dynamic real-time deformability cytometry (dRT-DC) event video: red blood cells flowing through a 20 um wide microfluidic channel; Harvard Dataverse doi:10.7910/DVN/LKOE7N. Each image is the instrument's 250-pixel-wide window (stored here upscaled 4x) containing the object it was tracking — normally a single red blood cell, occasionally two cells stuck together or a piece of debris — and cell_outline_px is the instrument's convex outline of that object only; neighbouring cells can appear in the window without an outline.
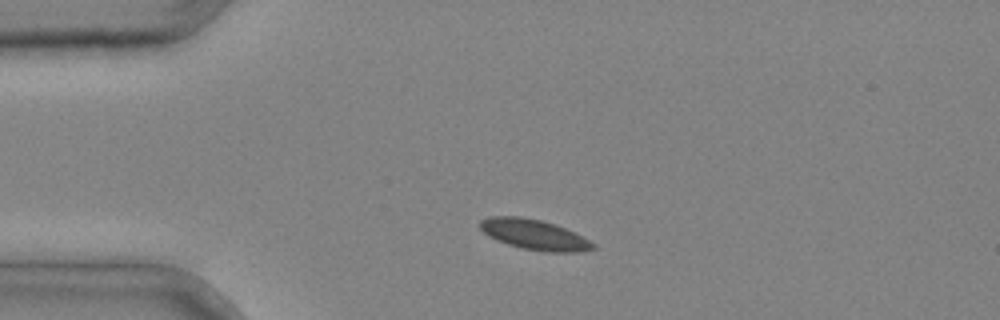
{"species": "common noctule bat (a hibernating species)", "species_latin": "Nyctalus noctula", "temperature_condition": "cold", "stored_images_in_passage": 3, "camera_frame_rate_fps": 3000, "um_per_image_px": 0.085, "animal": {"sex": "male", "body_mass_g": 20.4}, "frame": {"image": 1, "passage_image": 2, "time_ms": 0.333, "image_size_px": [1000, 320], "cell_outline_px": [[596, 248], [584, 252], [548, 252], [524, 248], [508, 244], [496, 240], [488, 236], [480, 228], [480, 220], [492, 216], [520, 216], [540, 220], [556, 224], [596, 244]], "centroid_in_image_um": [45.41, 19.94], "position_along_channel_um": 39.6, "area_um2": 19.77}}
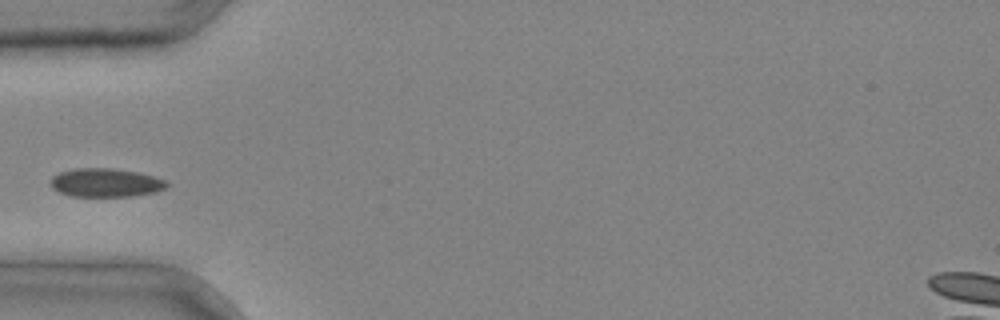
{"frame": {"image": 2, "passage_image": 3, "time_ms": 0.667, "image_size_px": [1000, 320], "cell_outline_px": [[168, 184], [164, 188], [156, 192], [132, 196], [72, 196], [60, 192], [52, 188], [52, 176], [60, 172], [76, 168], [108, 168], [136, 172], [152, 176], [164, 180]], "centroid_in_image_um": [8.96, 15.53], "position_along_channel_um": 76.0, "area_um2": 19.02}}